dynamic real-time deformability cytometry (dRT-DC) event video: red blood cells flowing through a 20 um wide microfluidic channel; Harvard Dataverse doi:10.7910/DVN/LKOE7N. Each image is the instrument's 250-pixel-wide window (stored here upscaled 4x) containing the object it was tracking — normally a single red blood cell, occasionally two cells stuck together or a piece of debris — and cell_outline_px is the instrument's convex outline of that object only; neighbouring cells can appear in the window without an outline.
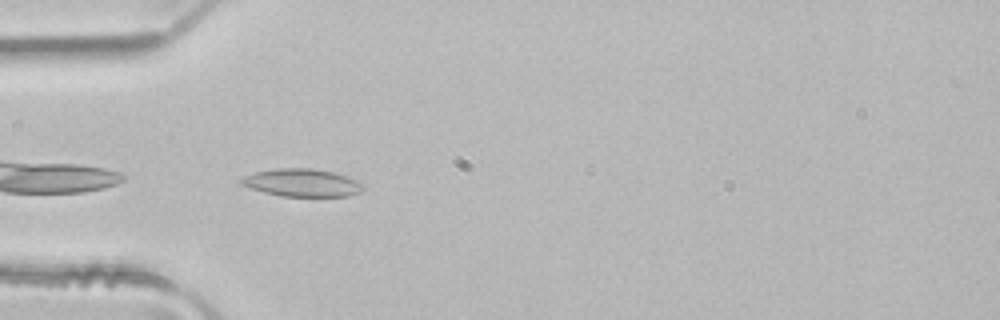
{"species": "common noctule bat (a hibernating species)", "species_latin": "Nyctalus noctula", "temperature_condition": "room temperature", "stored_images_in_passage": 3, "camera_frame_rate_fps": 3000, "um_per_image_px": 0.085, "animal": {"sex": "male", "body_mass_g": 21.5, "forearm_length_mm": 52.0}, "frame": {"image": 1, "passage_image": 3, "time_ms": 0.667, "image_size_px": [1000, 320], "cell_outline_px": [[364, 188], [360, 192], [348, 196], [280, 196], [264, 192], [240, 184], [236, 180], [244, 176], [256, 172], [276, 168], [312, 168], [332, 172], [360, 180], [364, 184]], "centroid_in_image_um": [25.68, 15.53], "position_along_channel_um": 59.3, "area_um2": 19.83}}